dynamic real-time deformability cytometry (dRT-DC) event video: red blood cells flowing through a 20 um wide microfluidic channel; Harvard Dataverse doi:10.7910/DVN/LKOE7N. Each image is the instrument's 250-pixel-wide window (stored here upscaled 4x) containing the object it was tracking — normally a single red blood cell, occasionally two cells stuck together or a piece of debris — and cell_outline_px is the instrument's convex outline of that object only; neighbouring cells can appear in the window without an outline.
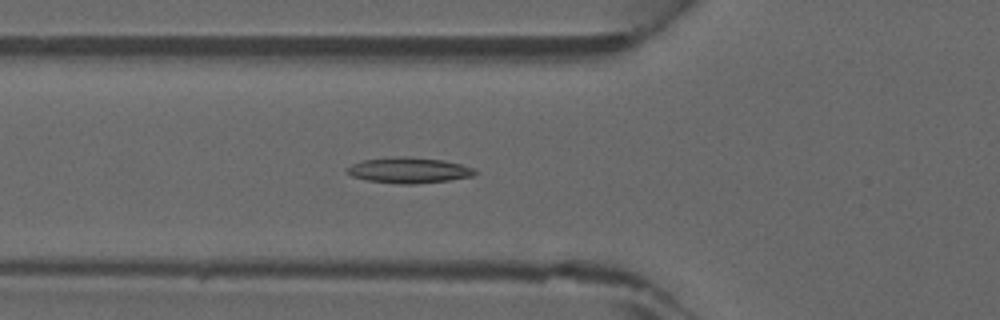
{"species": "common noctule bat (a hibernating species)", "species_latin": "Nyctalus noctula", "temperature_condition": "warm", "stored_images_in_passage": 46, "camera_frame_rate_fps": 3000, "um_per_image_px": 0.085, "animal": {"sex": "male", "forearm_length_mm": 52.5}, "frame": {"image": 1, "passage_image": 17, "time_ms": 5.333, "image_size_px": [1000, 320], "cell_outline_px": [[476, 172], [472, 176], [448, 180], [416, 184], [400, 184], [368, 180], [352, 176], [348, 172], [348, 168], [352, 164], [364, 160], [392, 156], [408, 156], [444, 160], [460, 164], [472, 168]], "centroid_in_image_um": [34.75, 14.46], "position_along_channel_um": 91.0, "area_um2": 18.96}}
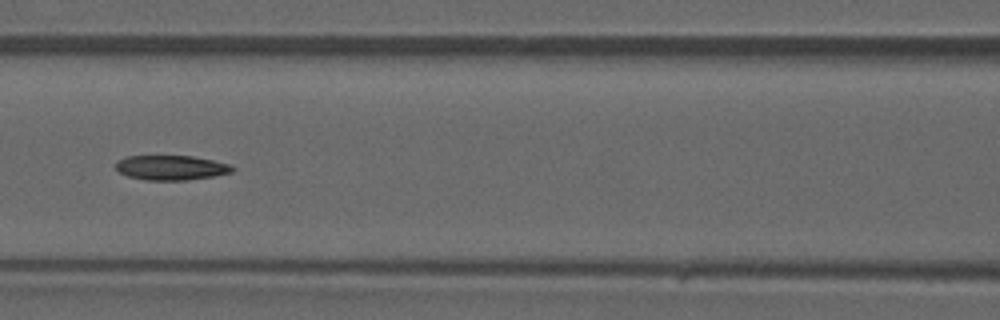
{"frame": {"image": 2, "passage_image": 21, "time_ms": 6.667, "image_size_px": [1000, 320], "cell_outline_px": [[236, 168], [232, 172], [212, 176], [188, 180], [144, 180], [128, 176], [120, 172], [116, 168], [116, 160], [124, 156], [192, 156], [232, 164]], "centroid_in_image_um": [14.55, 14.25], "position_along_channel_um": 152.1, "area_um2": 16.88}}
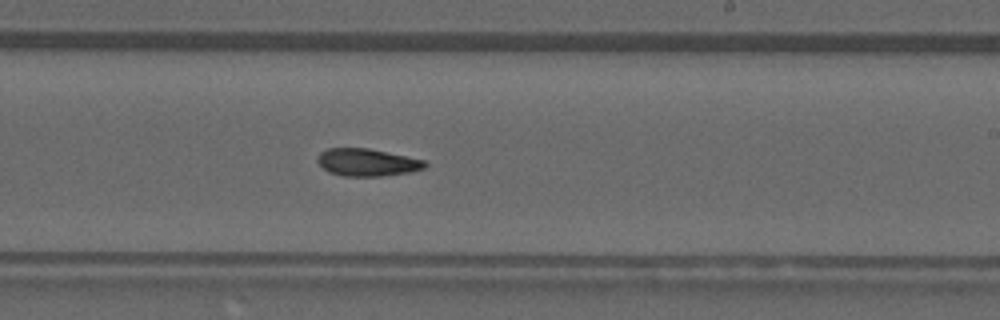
{"frame": {"image": 3, "passage_image": 28, "time_ms": 9.0, "image_size_px": [1000, 320], "cell_outline_px": [[428, 164], [424, 168], [412, 172], [380, 176], [344, 176], [328, 172], [316, 160], [320, 152], [328, 148], [368, 148], [424, 160]], "centroid_in_image_um": [31.2, 13.8], "position_along_channel_um": 257.8, "area_um2": 17.11}}